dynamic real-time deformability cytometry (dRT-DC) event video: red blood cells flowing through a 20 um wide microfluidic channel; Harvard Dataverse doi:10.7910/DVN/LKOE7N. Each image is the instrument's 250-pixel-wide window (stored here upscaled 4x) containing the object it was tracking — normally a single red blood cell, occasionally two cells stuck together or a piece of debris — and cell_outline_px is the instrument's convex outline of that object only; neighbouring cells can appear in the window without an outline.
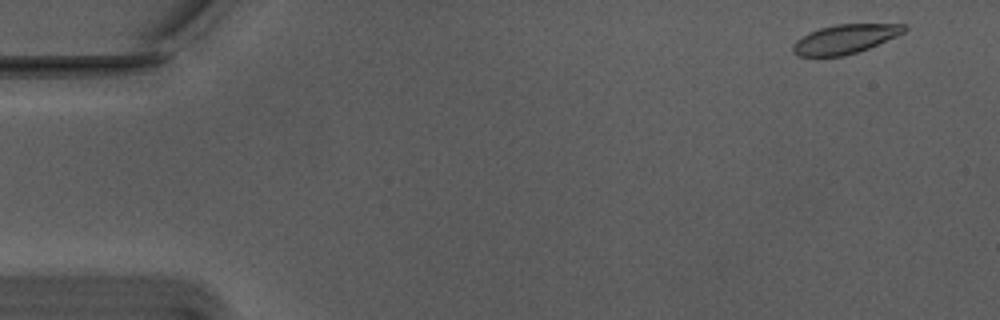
{"species": "Egyptian fruit bat (a non-hibernating species)", "species_latin": "Rousettus aegyptiacus", "temperature_condition": "warm", "stored_images_in_passage": 54, "camera_frame_rate_fps": 3000, "um_per_image_px": 0.085, "animal": {"sex": "male"}, "frame": {"image": 1, "passage_image": 2, "time_ms": 0.333, "image_size_px": [1000, 320], "cell_outline_px": [[908, 28], [904, 32], [896, 36], [868, 48], [844, 56], [796, 56], [792, 52], [792, 44], [796, 40], [820, 28], [836, 24], [904, 24]], "centroid_in_image_um": [71.81, 3.32], "position_along_channel_um": 13.2, "area_um2": 18.67}}
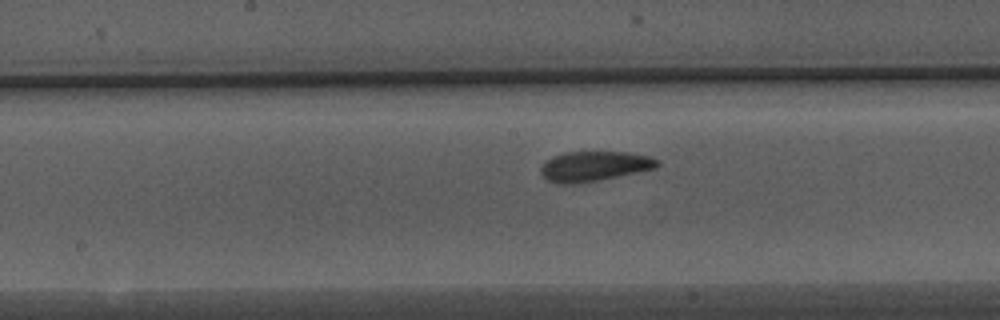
{"frame": {"image": 2, "passage_image": 27, "time_ms": 8.667, "image_size_px": [1000, 320], "cell_outline_px": [[660, 164], [656, 168], [600, 180], [576, 184], [556, 184], [548, 180], [540, 172], [540, 168], [544, 160], [552, 156], [564, 152], [628, 152], [648, 156], [660, 160]], "centroid_in_image_um": [50.48, 14.13], "position_along_channel_um": 197.7, "area_um2": 20.58}}
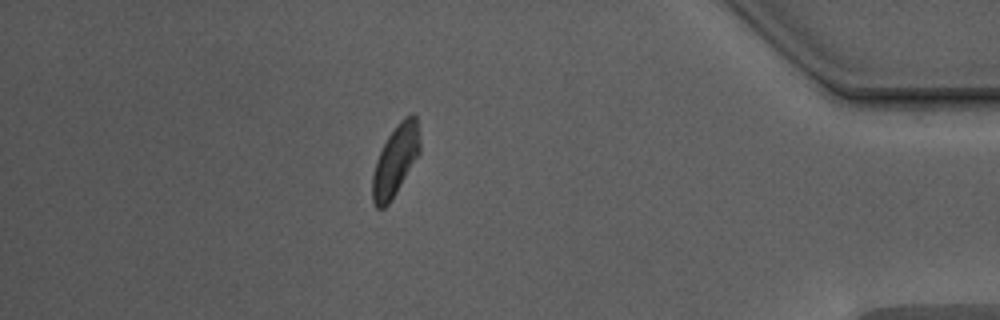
{"frame": {"image": 3, "passage_image": 47, "time_ms": 15.333, "image_size_px": [1000, 320], "cell_outline_px": [[420, 152], [396, 192], [388, 204], [384, 208], [376, 208], [372, 200], [372, 172], [376, 160], [388, 136], [396, 124], [404, 116], [412, 112], [416, 116], [420, 140]], "centroid_in_image_um": [33.6, 13.61], "position_along_channel_um": 401.6, "area_um2": 19.48}, "authors_computed_cell_mechanics": {"area_um2": 19.8832, "velocity_mm_per_s": 3.7184, "shape_relaxation_time_tau1_ms": 2.9334, "shape_relaxation_time_tau2_ms": 3.3857, "deformation_change_tau1": 0.1326, "deformation_change_tau2": 0.0838}}